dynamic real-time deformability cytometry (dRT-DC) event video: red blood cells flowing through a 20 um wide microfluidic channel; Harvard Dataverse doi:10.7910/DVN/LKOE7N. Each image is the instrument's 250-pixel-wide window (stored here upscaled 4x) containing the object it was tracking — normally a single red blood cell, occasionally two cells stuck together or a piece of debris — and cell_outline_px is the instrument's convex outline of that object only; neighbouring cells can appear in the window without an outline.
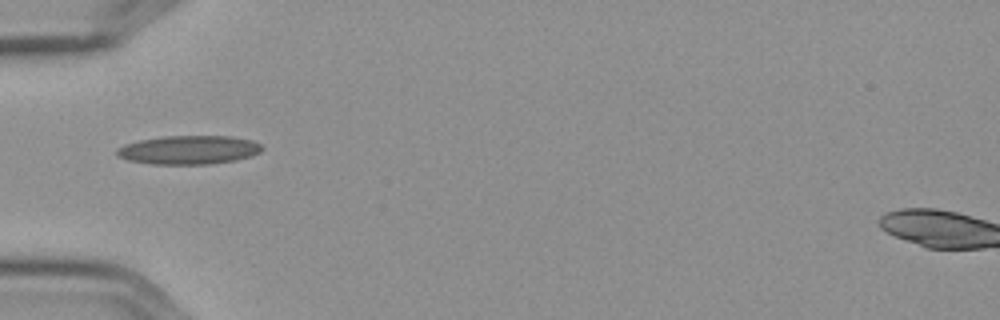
{"species": "Egyptian fruit bat (a non-hibernating species)", "species_latin": "Rousettus aegyptiacus", "temperature_condition": "cold", "stored_images_in_passage": 2, "camera_frame_rate_fps": 3000, "um_per_image_px": 0.085, "frame": {"image": 1, "passage_image": 1, "time_ms": 0.0, "image_size_px": [1000, 320], "cell_outline_px": [[264, 148], [260, 152], [252, 156], [236, 160], [208, 164], [148, 164], [128, 160], [116, 156], [116, 148], [124, 144], [140, 140], [164, 136], [232, 136], [252, 140], [260, 144]], "centroid_in_image_um": [16.04, 12.74], "position_along_channel_um": 69.0, "area_um2": 24.51}}
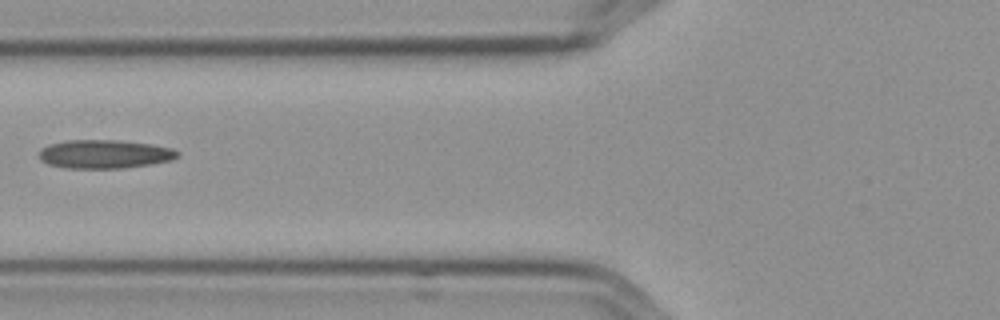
{"frame": {"image": 2, "passage_image": 2, "time_ms": 0.333, "image_size_px": [1000, 320], "cell_outline_px": [[180, 156], [172, 160], [152, 164], [124, 168], [68, 168], [48, 164], [40, 160], [40, 148], [48, 144], [68, 140], [120, 140], [152, 144], [172, 148], [180, 152]], "centroid_in_image_um": [8.92, 13.09], "position_along_channel_um": 116.9, "area_um2": 23.29}}